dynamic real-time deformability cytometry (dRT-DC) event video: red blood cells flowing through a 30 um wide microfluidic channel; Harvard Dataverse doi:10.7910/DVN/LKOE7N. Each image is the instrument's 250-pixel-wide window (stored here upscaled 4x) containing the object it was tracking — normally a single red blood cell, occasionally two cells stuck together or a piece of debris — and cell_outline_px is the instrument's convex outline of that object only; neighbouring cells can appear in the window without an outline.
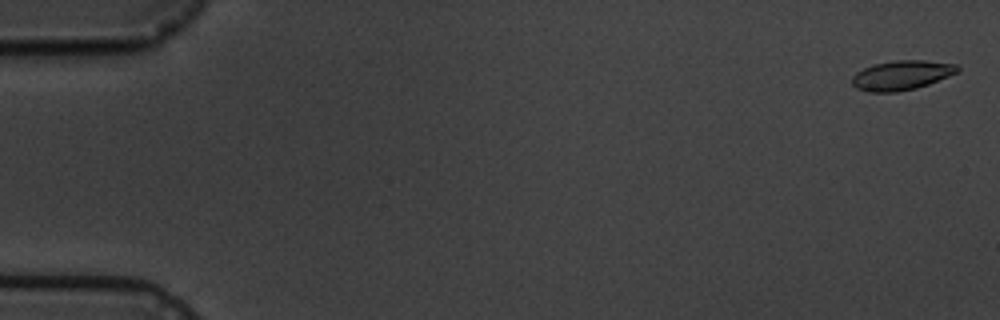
{"species": "common noctule bat (a hibernating species)", "species_latin": "Nyctalus noctula", "temperature_condition": "cold", "stored_images_in_passage": 6, "camera_frame_rate_fps": 3000, "um_per_image_px": 0.085, "animal": {"sex": "male", "body_mass_g": 19.5, "forearm_length_mm": 54.6}, "frame": {"image": 1, "passage_image": 1, "time_ms": 0.0, "image_size_px": [1000, 320], "cell_outline_px": [[960, 68], [956, 72], [948, 76], [928, 84], [916, 88], [896, 92], [868, 92], [856, 88], [852, 84], [852, 76], [856, 72], [872, 64], [896, 60], [924, 60], [956, 64]], "centroid_in_image_um": [76.6, 6.39], "position_along_channel_um": 8.4, "area_um2": 18.09}}
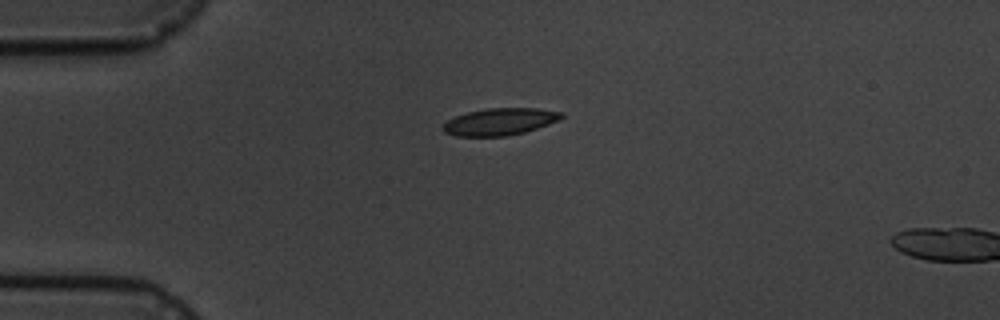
{"frame": {"image": 2, "passage_image": 4, "time_ms": 4.333, "image_size_px": [1000, 320], "cell_outline_px": [[564, 116], [560, 120], [524, 132], [508, 136], [456, 136], [444, 132], [440, 128], [448, 120], [456, 116], [468, 112], [488, 108], [536, 108], [564, 112]], "centroid_in_image_um": [42.5, 10.34], "position_along_channel_um": 42.5, "area_um2": 18.67}}